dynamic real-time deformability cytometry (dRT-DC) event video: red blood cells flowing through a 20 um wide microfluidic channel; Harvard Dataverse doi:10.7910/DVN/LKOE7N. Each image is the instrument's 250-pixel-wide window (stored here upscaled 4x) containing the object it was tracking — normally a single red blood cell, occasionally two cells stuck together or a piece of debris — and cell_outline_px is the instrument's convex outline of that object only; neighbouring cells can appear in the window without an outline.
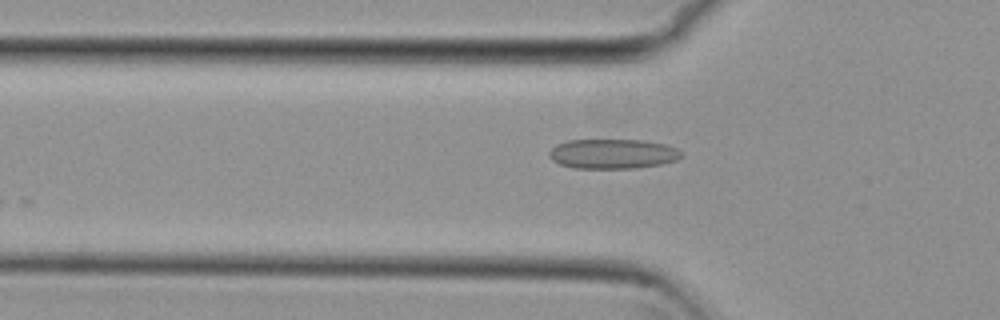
{"species": "common noctule bat (a hibernating species)", "species_latin": "Nyctalus noctula", "temperature_condition": "cold", "stored_images_in_passage": 33, "camera_frame_rate_fps": 3000, "um_per_image_px": 0.085, "animal": {"sex": "female", "body_mass_g": 29.2, "forearm_length_mm": 56.3}, "frame": {"image": 1, "passage_image": 3, "time_ms": 0.667, "image_size_px": [1000, 320], "cell_outline_px": [[684, 156], [676, 160], [660, 164], [636, 168], [572, 168], [560, 164], [552, 160], [548, 156], [548, 152], [556, 144], [568, 140], [640, 140], [664, 144], [676, 148], [684, 152]], "centroid_in_image_um": [52.08, 13.08], "position_along_channel_um": 73.7, "area_um2": 23.0}}
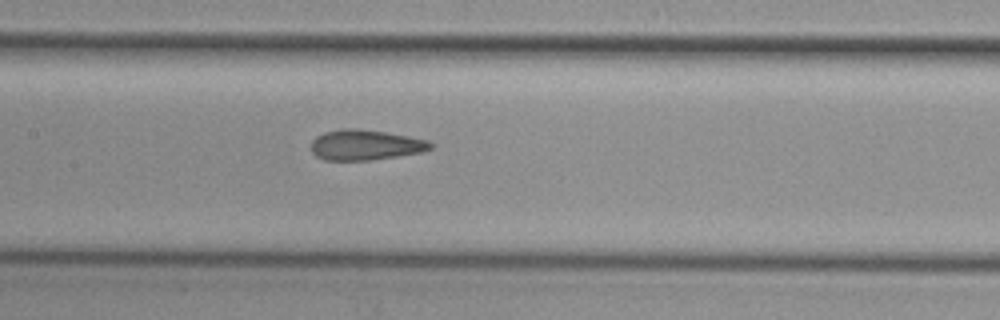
{"frame": {"image": 2, "passage_image": 11, "time_ms": 3.333, "image_size_px": [1000, 320], "cell_outline_px": [[432, 148], [424, 152], [368, 160], [324, 160], [316, 156], [312, 152], [312, 140], [316, 136], [324, 132], [340, 128], [356, 128], [384, 132], [408, 136], [428, 140], [432, 144]], "centroid_in_image_um": [31.04, 12.31], "position_along_channel_um": 176.4, "area_um2": 21.1}}
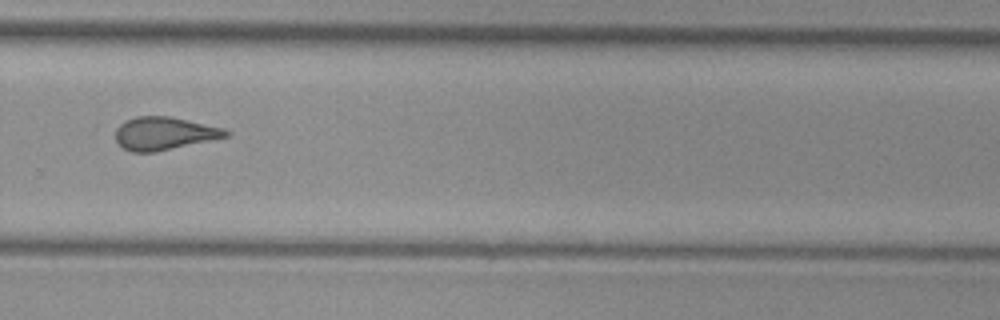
{"frame": {"image": 3, "passage_image": 22, "time_ms": 7.0, "image_size_px": [1000, 320], "cell_outline_px": [[232, 132], [228, 136], [212, 140], [156, 152], [132, 152], [124, 148], [116, 140], [116, 128], [124, 120], [136, 116], [172, 116], [224, 128]], "centroid_in_image_um": [13.97, 11.33], "position_along_channel_um": 315.8, "area_um2": 21.33}, "authors_computed_cell_mechanics": {"area_um2": 20.8658, "velocity_mm_per_s": 3.8156, "shape_relaxation_time_tau1_ms": null, "shape_relaxation_time_tau2_ms": 1.5658, "deformation_change_tau1": null, "deformation_change_tau2": 0.0952}}